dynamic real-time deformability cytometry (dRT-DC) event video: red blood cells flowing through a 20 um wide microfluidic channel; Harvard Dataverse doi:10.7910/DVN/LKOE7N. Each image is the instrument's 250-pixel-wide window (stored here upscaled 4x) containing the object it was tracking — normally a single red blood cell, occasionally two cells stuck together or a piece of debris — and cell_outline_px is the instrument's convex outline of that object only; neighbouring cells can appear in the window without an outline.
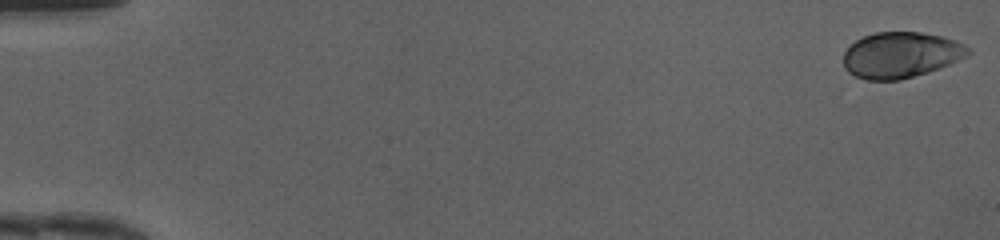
{"species": "human", "species_latin": "Homo sapiens", "temperature_condition": "cold", "stored_images_in_passage": 49, "camera_frame_rate_fps": 3000, "um_per_image_px": 0.085, "donor": {"sex": "female"}, "frame": {"image": 1, "passage_image": 1, "time_ms": 0.0, "image_size_px": [1000, 240], "cell_outline_px": [[972, 52], [968, 56], [940, 68], [928, 72], [900, 80], [868, 80], [856, 76], [848, 72], [844, 68], [844, 52], [856, 40], [864, 36], [876, 32], [920, 32], [940, 36], [956, 40], [964, 44]], "centroid_in_image_um": [76.59, 4.67], "position_along_channel_um": 8.4, "area_um2": 33.29}}
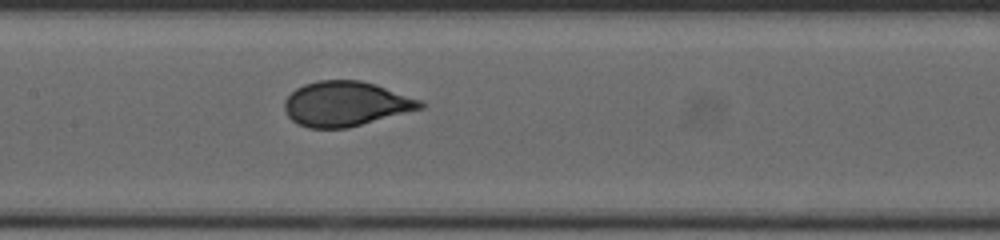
{"frame": {"image": 2, "passage_image": 25, "time_ms": 8.0, "image_size_px": [1000, 240], "cell_outline_px": [[424, 108], [348, 128], [308, 128], [296, 124], [288, 116], [284, 108], [284, 100], [296, 88], [304, 84], [316, 80], [360, 80], [376, 84], [420, 100], [424, 104]], "centroid_in_image_um": [29.36, 8.83], "position_along_channel_um": 178.0, "area_um2": 35.55}}
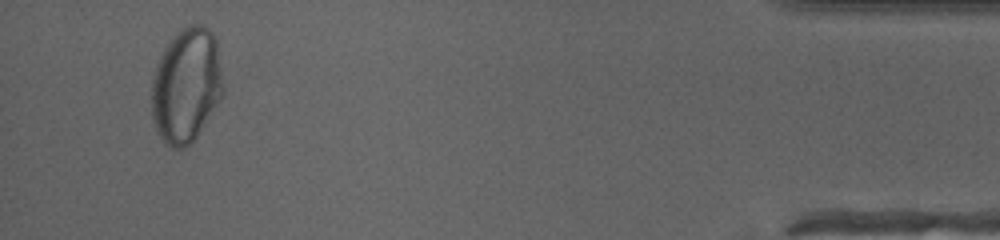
{"frame": {"image": 3, "passage_image": 47, "time_ms": 15.333, "image_size_px": [1000, 240], "cell_outline_px": [[224, 92], [220, 100], [196, 136], [184, 148], [172, 148], [164, 144], [156, 128], [152, 116], [152, 76], [156, 64], [164, 48], [172, 36], [180, 28], [192, 24], [200, 24], [208, 28], [216, 36], [224, 88]], "centroid_in_image_um": [15.84, 7.22], "position_along_channel_um": 419.4, "area_um2": 48.09}, "authors_computed_cell_mechanics": {"area_um2": 35.0268, "velocity_mm_per_s": 4.2075, "shape_relaxation_time_tau1_ms": 4.0119, "shape_relaxation_time_tau2_ms": null, "deformation_change_tau1": 0.1599, "deformation_change_tau2": null}}